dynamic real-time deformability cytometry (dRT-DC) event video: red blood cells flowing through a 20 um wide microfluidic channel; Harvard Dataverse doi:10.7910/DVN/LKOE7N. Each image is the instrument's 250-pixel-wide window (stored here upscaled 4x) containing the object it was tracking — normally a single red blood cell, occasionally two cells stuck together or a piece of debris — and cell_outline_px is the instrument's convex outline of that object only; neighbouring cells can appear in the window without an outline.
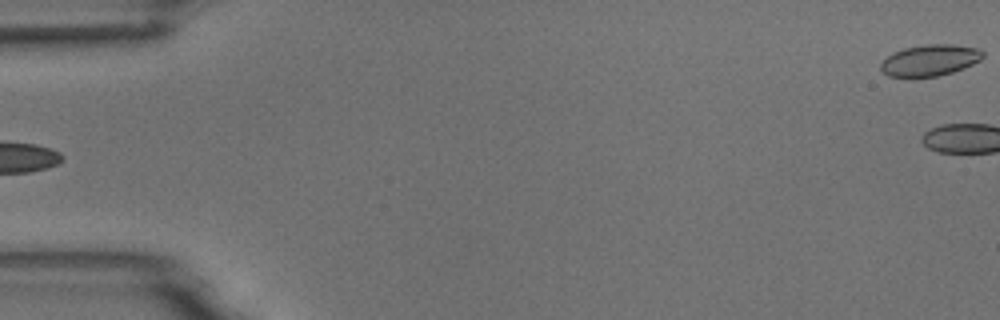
{"species": "common noctule bat (a hibernating species)", "species_latin": "Nyctalus noctula", "temperature_condition": "room temperature", "stored_images_in_passage": 6, "segment_of_instrument_passage": [2, 2], "camera_frame_rate_fps": 3000, "um_per_image_px": 0.085, "animal": {"sex": "male", "body_mass_g": 18.8}, "frame": {"image": 1, "passage_image": 6, "time_ms": 5.667, "image_size_px": [1000, 320], "cell_outline_px": [[984, 56], [980, 60], [964, 68], [952, 72], [936, 76], [888, 76], [880, 68], [880, 64], [892, 52], [904, 48], [928, 44], [952, 44], [980, 48], [984, 52]], "centroid_in_image_um": [79.08, 5.1], "position_along_channel_um": 5.9, "area_um2": 18.5}}